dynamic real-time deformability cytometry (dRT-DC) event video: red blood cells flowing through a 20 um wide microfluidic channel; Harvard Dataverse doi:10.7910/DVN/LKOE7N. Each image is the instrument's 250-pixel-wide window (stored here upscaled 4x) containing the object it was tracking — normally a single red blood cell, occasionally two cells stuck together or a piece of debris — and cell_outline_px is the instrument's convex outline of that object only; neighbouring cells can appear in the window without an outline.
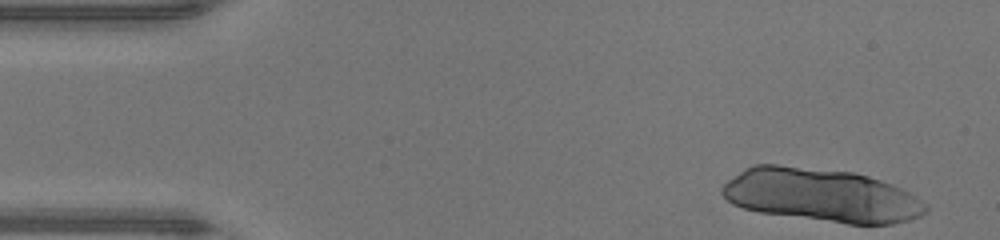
{"species": "human", "species_latin": "Homo sapiens", "temperature_condition": "warm", "stored_images_in_passage": 12, "camera_frame_rate_fps": 3000, "um_per_image_px": 0.085, "donor": {"sex": "male"}, "frame": {"image": 1, "passage_image": 1, "time_ms": 0.0, "image_size_px": [1000, 240], "cell_outline_px": [[928, 212], [920, 216], [908, 220], [892, 224], [848, 224], [760, 212], [744, 208], [732, 204], [720, 192], [720, 188], [728, 180], [744, 168], [752, 164], [776, 164], [856, 172], [892, 184], [908, 192], [924, 204], [928, 208]], "centroid_in_image_um": [69.78, 16.58], "position_along_channel_um": 15.2, "area_um2": 63.29}}